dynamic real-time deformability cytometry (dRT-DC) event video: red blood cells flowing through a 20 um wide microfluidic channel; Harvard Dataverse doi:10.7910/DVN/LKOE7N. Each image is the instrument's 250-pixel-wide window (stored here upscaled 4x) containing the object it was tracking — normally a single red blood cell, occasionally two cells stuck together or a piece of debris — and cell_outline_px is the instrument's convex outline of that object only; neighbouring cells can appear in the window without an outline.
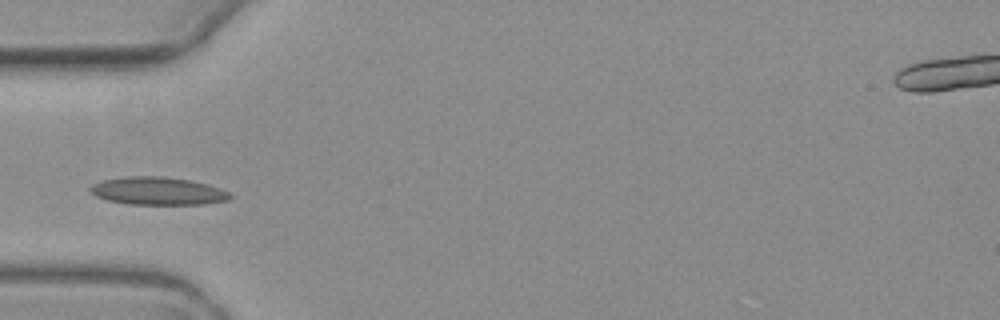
{"species": "common noctule bat (a hibernating species)", "species_latin": "Nyctalus noctula", "temperature_condition": "warm", "stored_images_in_passage": 3, "camera_frame_rate_fps": 3000, "um_per_image_px": 0.085, "animal": {"sex": "female", "body_mass_g": 19.3, "forearm_length_mm": 54.1}, "frame": {"image": 1, "passage_image": 3, "time_ms": 3.333, "image_size_px": [1000, 320], "cell_outline_px": [[232, 196], [228, 200], [204, 204], [128, 204], [108, 200], [96, 196], [88, 188], [92, 184], [104, 180], [124, 176], [164, 176], [192, 180], [208, 184], [232, 192]], "centroid_in_image_um": [13.45, 16.22], "position_along_channel_um": 71.5, "area_um2": 22.83}}